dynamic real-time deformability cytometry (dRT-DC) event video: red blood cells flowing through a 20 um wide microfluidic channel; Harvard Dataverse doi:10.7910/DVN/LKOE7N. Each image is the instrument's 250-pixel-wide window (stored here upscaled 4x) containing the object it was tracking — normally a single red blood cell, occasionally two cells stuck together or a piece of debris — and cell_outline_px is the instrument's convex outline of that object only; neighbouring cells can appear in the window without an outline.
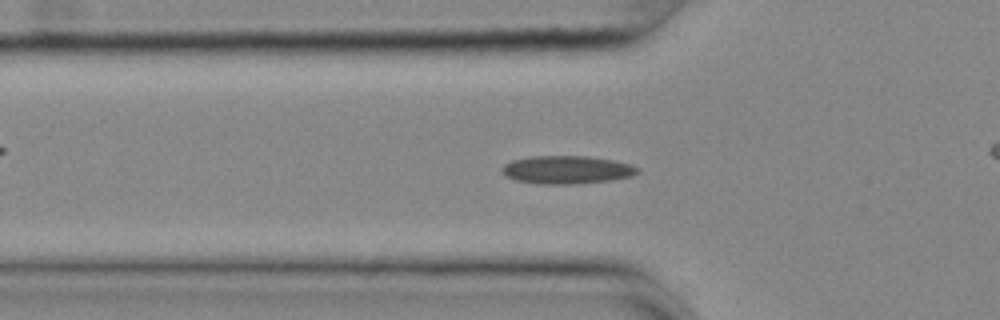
{"species": "common noctule bat (a hibernating species)", "species_latin": "Nyctalus noctula", "temperature_condition": "cold", "stored_images_in_passage": 47, "camera_frame_rate_fps": 3000, "um_per_image_px": 0.085, "animal": {"sex": "female", "body_mass_g": 25.1}, "frame": {"image": 1, "passage_image": 9, "time_ms": 2.667, "image_size_px": [1000, 320], "cell_outline_px": [[640, 172], [632, 176], [612, 180], [576, 184], [536, 184], [516, 180], [504, 176], [500, 168], [504, 164], [512, 160], [532, 156], [588, 156], [612, 160], [632, 164]], "centroid_in_image_um": [48.15, 14.43], "position_along_channel_um": 77.6, "area_um2": 22.37}}
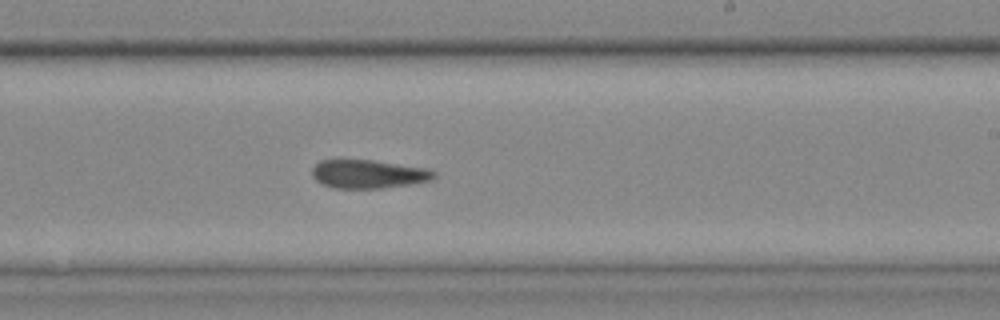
{"frame": {"image": 2, "passage_image": 24, "time_ms": 7.667, "image_size_px": [1000, 320], "cell_outline_px": [[436, 176], [432, 180], [408, 184], [380, 188], [332, 188], [316, 180], [312, 176], [312, 168], [320, 160], [372, 160], [424, 168], [436, 172]], "centroid_in_image_um": [31.28, 14.79], "position_along_channel_um": 257.7, "area_um2": 20.0}}
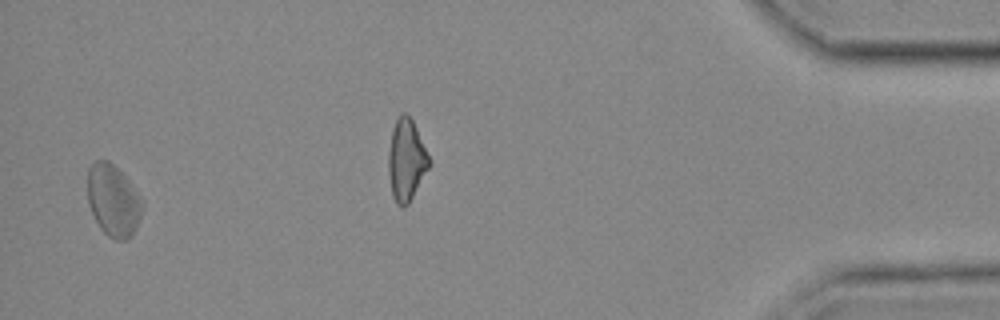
{"frame": {"image": 3, "passage_image": 45, "time_ms": 14.667, "image_size_px": [1000, 320], "cell_outline_px": [[140, 216], [136, 228], [132, 236], [124, 240], [116, 240], [108, 236], [100, 228], [88, 204], [88, 168], [96, 160], [108, 160], [124, 176], [140, 200]], "centroid_in_image_um": [9.57, 17.06], "position_along_channel_um": 425.6, "area_um2": 22.14}}